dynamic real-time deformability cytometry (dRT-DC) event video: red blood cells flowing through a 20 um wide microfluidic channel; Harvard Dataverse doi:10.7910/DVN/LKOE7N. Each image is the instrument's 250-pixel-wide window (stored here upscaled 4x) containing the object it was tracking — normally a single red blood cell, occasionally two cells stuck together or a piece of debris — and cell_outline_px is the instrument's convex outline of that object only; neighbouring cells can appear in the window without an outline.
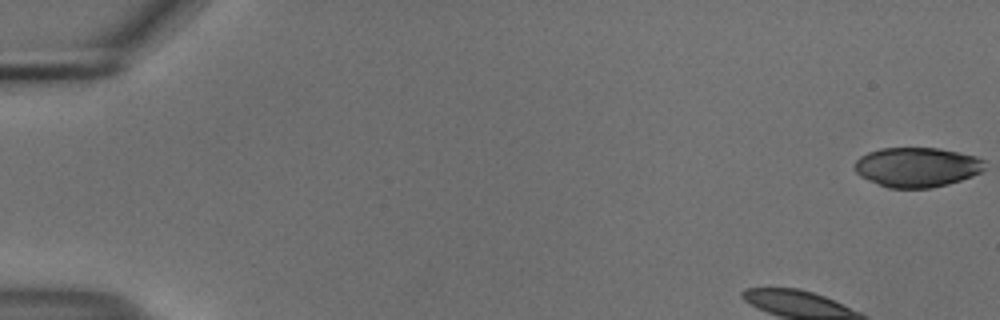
{"species": "common noctule bat (a hibernating species)", "species_latin": "Nyctalus noctula", "temperature_condition": "cold", "stored_images_in_passage": 53, "camera_frame_rate_fps": 3000, "um_per_image_px": 0.085, "animal": {"sex": "male", "body_mass_g": 18.8}, "frame": {"image": 1, "passage_image": 1, "time_ms": 0.0, "image_size_px": [1000, 320], "cell_outline_px": [[984, 168], [980, 172], [972, 176], [948, 184], [932, 188], [888, 188], [868, 180], [860, 176], [856, 172], [856, 160], [860, 156], [868, 152], [880, 148], [940, 148], [976, 156], [984, 160]], "centroid_in_image_um": [77.94, 14.21], "position_along_channel_um": 7.1, "area_um2": 30.06}}
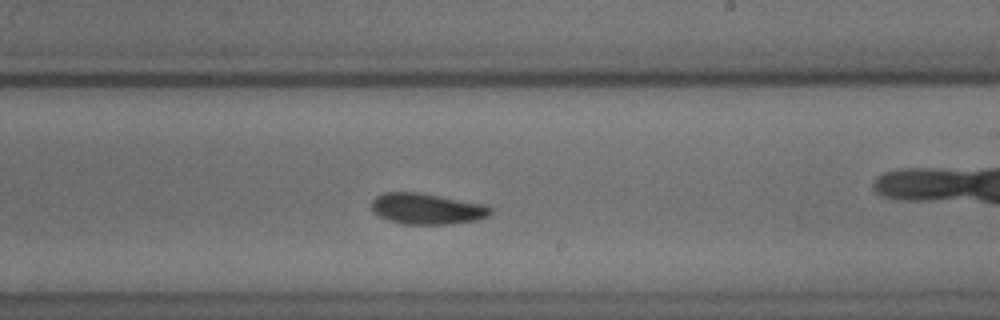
{"frame": {"image": 2, "passage_image": 30, "time_ms": 9.667, "image_size_px": [1000, 320], "cell_outline_px": [[492, 212], [488, 216], [476, 220], [448, 224], [404, 224], [388, 220], [372, 212], [372, 200], [376, 196], [384, 192], [420, 192], [488, 204], [492, 208]], "centroid_in_image_um": [36.31, 17.73], "position_along_channel_um": 252.7, "area_um2": 21.73}}
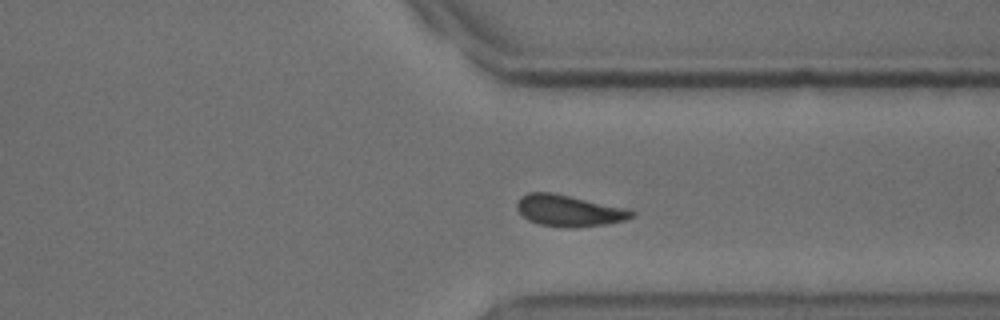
{"frame": {"image": 3, "passage_image": 39, "time_ms": 12.667, "image_size_px": [1000, 320], "cell_outline_px": [[636, 212], [632, 216], [624, 220], [604, 224], [572, 228], [564, 228], [540, 224], [528, 220], [516, 208], [516, 204], [520, 196], [528, 192], [552, 192], [632, 208]], "centroid_in_image_um": [48.39, 17.89], "position_along_channel_um": 363.0, "area_um2": 21.33}, "authors_computed_cell_mechanics": {"area_um2": 20.6924, "velocity_mm_per_s": 3.6713, "shape_relaxation_time_tau1_ms": 3.2366, "shape_relaxation_time_tau2_ms": 5.3308, "deformation_change_tau1": 0.0854, "deformation_change_tau2": 0.1021}}